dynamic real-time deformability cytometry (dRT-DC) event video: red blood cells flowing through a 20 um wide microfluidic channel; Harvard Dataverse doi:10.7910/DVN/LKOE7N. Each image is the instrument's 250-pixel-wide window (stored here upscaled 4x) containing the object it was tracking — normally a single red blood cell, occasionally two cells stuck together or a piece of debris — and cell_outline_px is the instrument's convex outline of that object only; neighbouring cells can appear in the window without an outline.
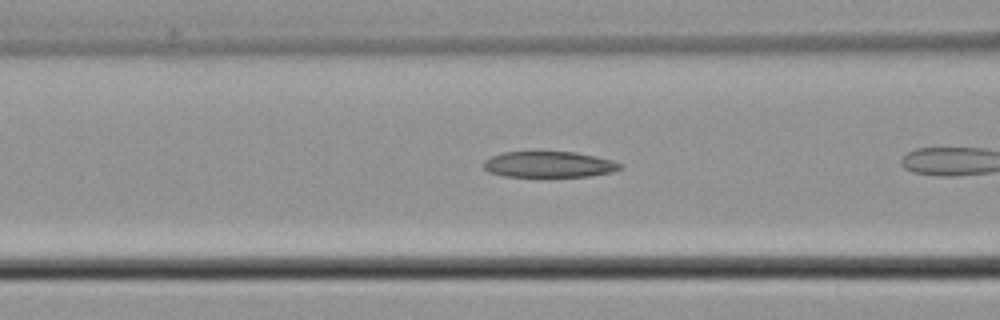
{"species": "common noctule bat (a hibernating species)", "species_latin": "Nyctalus noctula", "temperature_condition": "cold", "stored_images_in_passage": 18, "camera_frame_rate_fps": 3000, "um_per_image_px": 0.085, "animal": {"sex": "male", "body_mass_g": 21.5, "forearm_length_mm": 52.0}, "frame": {"image": 1, "passage_image": 8, "time_ms": 2.333, "image_size_px": [1000, 320], "cell_outline_px": [[624, 168], [612, 172], [588, 176], [504, 176], [488, 172], [484, 168], [484, 160], [492, 156], [504, 152], [576, 152], [612, 160], [624, 164]], "centroid_in_image_um": [46.69, 13.97], "position_along_channel_um": 119.9, "area_um2": 20.58}}
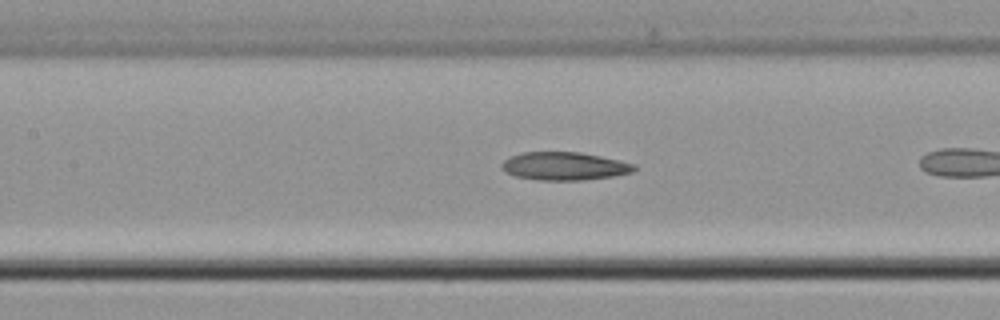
{"frame": {"image": 2, "passage_image": 11, "time_ms": 3.333, "image_size_px": [1000, 320], "cell_outline_px": [[636, 168], [632, 172], [612, 176], [584, 180], [536, 180], [516, 176], [504, 172], [500, 164], [504, 160], [512, 156], [524, 152], [580, 152], [620, 160], [636, 164]], "centroid_in_image_um": [47.97, 14.12], "position_along_channel_um": 159.4, "area_um2": 21.68}}